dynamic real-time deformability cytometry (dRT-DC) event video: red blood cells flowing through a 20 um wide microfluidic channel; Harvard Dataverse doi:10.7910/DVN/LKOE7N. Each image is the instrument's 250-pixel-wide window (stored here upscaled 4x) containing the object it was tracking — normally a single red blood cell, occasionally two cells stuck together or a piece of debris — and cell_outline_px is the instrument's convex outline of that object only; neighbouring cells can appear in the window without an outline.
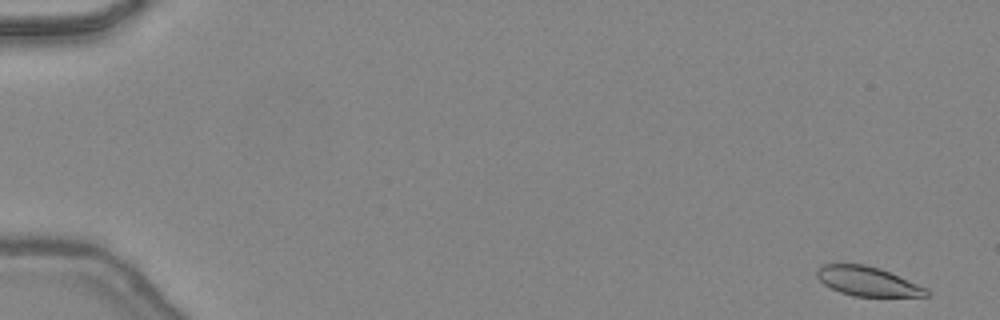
{"species": "common noctule bat (a hibernating species)", "species_latin": "Nyctalus noctula", "temperature_condition": "warm", "stored_images_in_passage": 46, "camera_frame_rate_fps": 3000, "um_per_image_px": 0.085, "animal": {"sex": "female", "body_mass_g": 24.6, "forearm_length_mm": 56.2}, "frame": {"image": 1, "passage_image": 1, "time_ms": 0.0, "image_size_px": [1000, 320], "cell_outline_px": [[928, 296], [852, 296], [840, 292], [824, 284], [816, 276], [816, 268], [824, 264], [864, 264], [880, 268], [916, 284], [924, 288], [928, 292]], "centroid_in_image_um": [73.66, 23.9], "position_along_channel_um": 11.3, "area_um2": 18.38}}
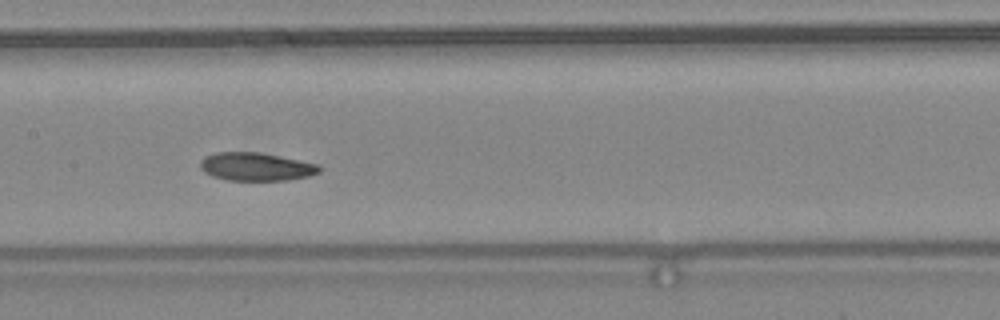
{"frame": {"image": 2, "passage_image": 24, "time_ms": 7.667, "image_size_px": [1000, 320], "cell_outline_px": [[320, 172], [308, 176], [288, 180], [228, 180], [212, 176], [204, 172], [200, 168], [200, 160], [204, 156], [216, 152], [260, 152], [320, 164]], "centroid_in_image_um": [21.75, 14.16], "position_along_channel_um": 185.6, "area_um2": 19.65}}
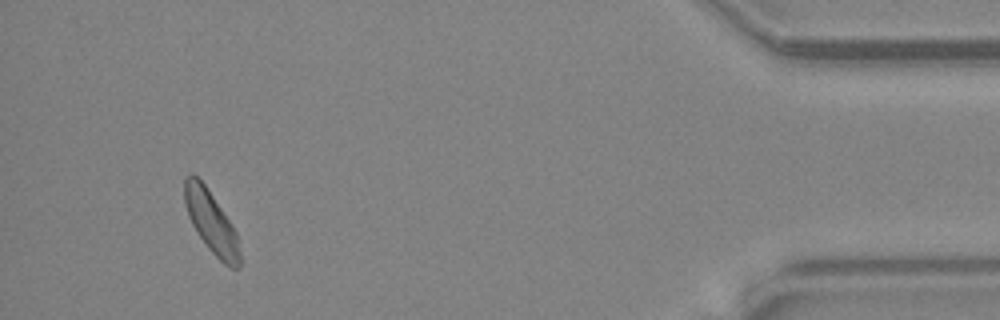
{"frame": {"image": 3, "passage_image": 44, "time_ms": 14.333, "image_size_px": [1000, 320], "cell_outline_px": [[244, 260], [236, 268], [232, 268], [224, 264], [208, 248], [196, 232], [188, 216], [184, 204], [184, 176], [192, 172], [204, 184], [236, 232]], "centroid_in_image_um": [17.95, 18.91], "position_along_channel_um": 417.2, "area_um2": 20.0}, "authors_computed_cell_mechanics": {"area_um2": 19.9988, "velocity_mm_per_s": 4.4237, "shape_relaxation_time_tau1_ms": 3.6941, "shape_relaxation_time_tau2_ms": 7.374, "deformation_change_tau1": 0.0862, "deformation_change_tau2": 0.1262}}